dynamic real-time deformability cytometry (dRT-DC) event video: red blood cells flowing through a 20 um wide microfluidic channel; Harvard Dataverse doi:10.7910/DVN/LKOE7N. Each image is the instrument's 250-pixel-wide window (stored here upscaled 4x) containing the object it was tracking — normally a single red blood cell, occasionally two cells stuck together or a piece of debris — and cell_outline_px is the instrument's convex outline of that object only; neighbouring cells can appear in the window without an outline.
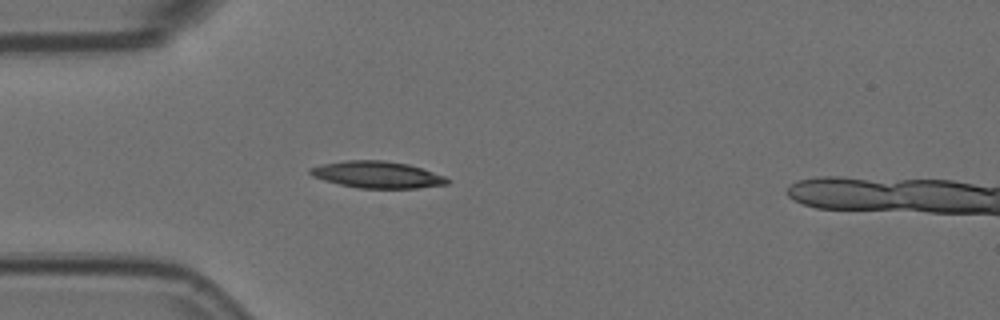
{"species": "Egyptian fruit bat (a non-hibernating species)", "species_latin": "Rousettus aegyptiacus", "temperature_condition": "room temperature", "stored_images_in_passage": 5, "camera_frame_rate_fps": 3000, "um_per_image_px": 0.085, "animal": {"sex": "female"}, "frame": {"image": 1, "passage_image": 5, "time_ms": 1.333, "image_size_px": [1000, 320], "cell_outline_px": [[452, 180], [448, 184], [416, 188], [356, 188], [324, 180], [312, 176], [308, 172], [308, 168], [320, 164], [344, 160], [384, 160], [408, 164], [444, 176]], "centroid_in_image_um": [32.03, 14.84], "position_along_channel_um": 53.0, "area_um2": 21.44}}